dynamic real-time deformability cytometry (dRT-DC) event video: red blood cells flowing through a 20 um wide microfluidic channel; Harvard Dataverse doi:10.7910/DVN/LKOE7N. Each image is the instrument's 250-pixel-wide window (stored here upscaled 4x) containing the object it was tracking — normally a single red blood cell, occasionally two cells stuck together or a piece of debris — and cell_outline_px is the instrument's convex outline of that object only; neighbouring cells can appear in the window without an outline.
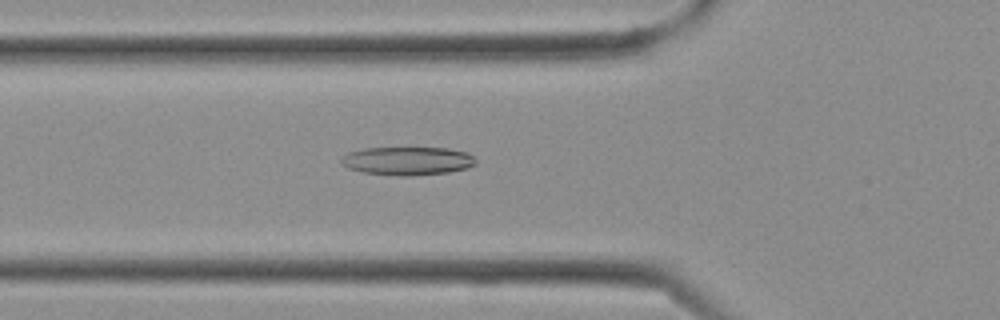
{"species": "Egyptian fruit bat (a non-hibernating species)", "species_latin": "Rousettus aegyptiacus", "temperature_condition": "cold", "stored_images_in_passage": 10, "camera_frame_rate_fps": 3000, "um_per_image_px": 0.085, "frame": {"image": 1, "passage_image": 6, "time_ms": 1.667, "image_size_px": [1000, 320], "cell_outline_px": [[476, 164], [468, 168], [448, 172], [412, 176], [396, 176], [364, 172], [348, 168], [340, 164], [340, 160], [348, 152], [364, 148], [448, 148], [468, 152], [476, 160]], "centroid_in_image_um": [34.64, 13.68], "position_along_channel_um": 91.2, "area_um2": 22.37}}
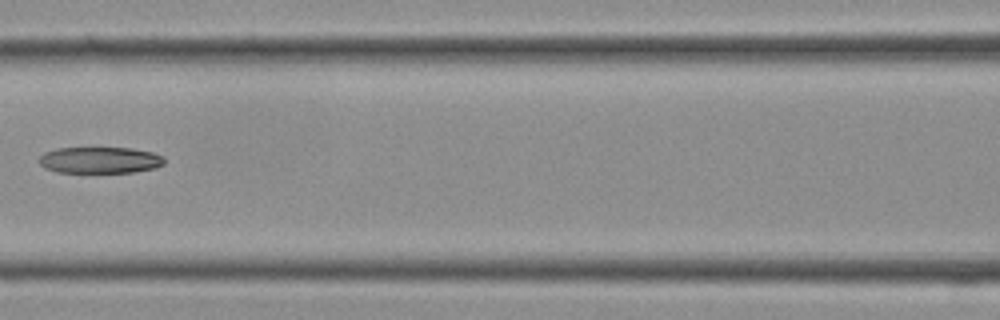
{"frame": {"image": 2, "passage_image": 9, "time_ms": 2.667, "image_size_px": [1000, 320], "cell_outline_px": [[164, 164], [156, 168], [132, 172], [56, 172], [44, 168], [40, 164], [40, 156], [44, 152], [56, 148], [132, 148], [152, 152], [164, 156]], "centroid_in_image_um": [8.5, 13.6], "position_along_channel_um": 158.1, "area_um2": 19.31}}